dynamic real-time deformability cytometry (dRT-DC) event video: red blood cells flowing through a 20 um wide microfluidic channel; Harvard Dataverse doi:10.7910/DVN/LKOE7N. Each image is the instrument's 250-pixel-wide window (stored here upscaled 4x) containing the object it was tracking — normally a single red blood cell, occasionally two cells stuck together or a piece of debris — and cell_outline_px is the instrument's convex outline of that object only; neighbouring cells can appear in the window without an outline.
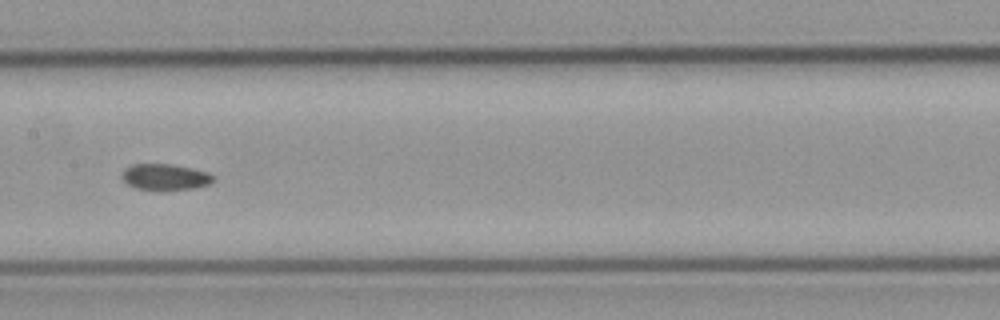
{"species": "common noctule bat (a hibernating species)", "species_latin": "Nyctalus noctula", "temperature_condition": "cold", "stored_images_in_passage": 40, "camera_frame_rate_fps": 3000, "um_per_image_px": 0.085, "animal": {"sex": "male", "body_mass_g": 23.1, "forearm_length_mm": 52.7}, "frame": {"image": 1, "passage_image": 12, "time_ms": 3.667, "image_size_px": [1000, 320], "cell_outline_px": [[212, 180], [208, 184], [196, 188], [164, 192], [160, 192], [136, 188], [128, 184], [120, 176], [132, 164], [168, 164], [208, 172], [212, 176]], "centroid_in_image_um": [14.01, 15.09], "position_along_channel_um": 193.4, "area_um2": 13.99}}
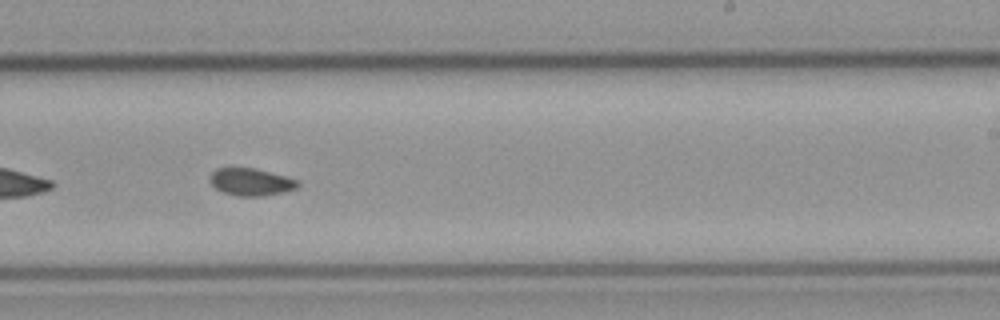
{"frame": {"image": 2, "passage_image": 18, "time_ms": 5.667, "image_size_px": [1000, 320], "cell_outline_px": [[300, 184], [296, 188], [280, 192], [260, 196], [236, 196], [224, 192], [216, 188], [208, 180], [208, 176], [216, 168], [256, 168], [300, 180]], "centroid_in_image_um": [21.31, 15.45], "position_along_channel_um": 267.7, "area_um2": 13.99}, "authors_computed_cell_mechanics": {"area_um2": 14.0454, "velocity_mm_per_s": 3.7352, "shape_relaxation_time_tau1_ms": null, "shape_relaxation_time_tau2_ms": 2.661, "deformation_change_tau1": null, "deformation_change_tau2": 0.0579}}